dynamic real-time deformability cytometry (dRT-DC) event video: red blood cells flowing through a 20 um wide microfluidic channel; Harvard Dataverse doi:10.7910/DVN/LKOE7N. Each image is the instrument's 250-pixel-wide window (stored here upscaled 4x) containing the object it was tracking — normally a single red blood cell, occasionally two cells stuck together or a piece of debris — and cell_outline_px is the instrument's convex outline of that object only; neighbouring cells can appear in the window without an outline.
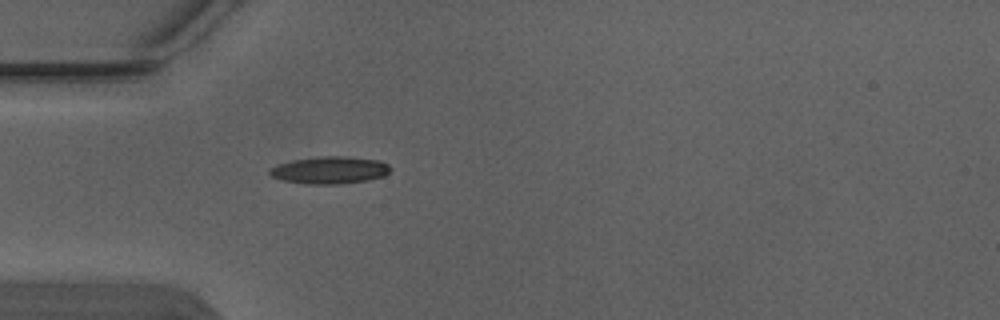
{"species": "Egyptian fruit bat (a non-hibernating species)", "species_latin": "Rousettus aegyptiacus", "temperature_condition": "warm", "stored_images_in_passage": 3, "camera_frame_rate_fps": 3000, "um_per_image_px": 0.085, "animal": {"sex": "male"}, "frame": {"image": 1, "passage_image": 3, "time_ms": 0.667, "image_size_px": [1000, 320], "cell_outline_px": [[392, 168], [384, 176], [368, 180], [340, 184], [308, 184], [284, 180], [272, 176], [268, 172], [272, 168], [280, 164], [292, 160], [324, 156], [344, 156], [380, 160], [388, 164]], "centroid_in_image_um": [28.09, 14.46], "position_along_channel_um": 56.9, "area_um2": 19.02}}